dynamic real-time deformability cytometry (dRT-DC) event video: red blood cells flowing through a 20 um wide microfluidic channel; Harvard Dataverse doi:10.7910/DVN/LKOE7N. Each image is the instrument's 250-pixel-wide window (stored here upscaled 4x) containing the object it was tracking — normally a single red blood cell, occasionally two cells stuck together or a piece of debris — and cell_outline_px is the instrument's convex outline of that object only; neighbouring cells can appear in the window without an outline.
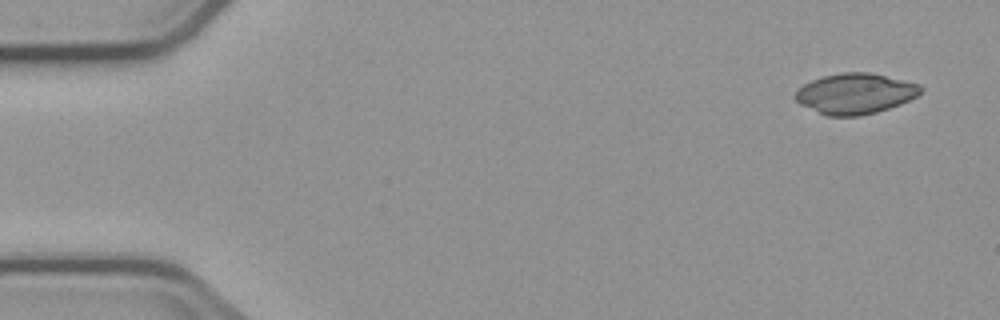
{"species": "common noctule bat (a hibernating species)", "species_latin": "Nyctalus noctula", "temperature_condition": "cold", "stored_images_in_passage": 4, "camera_frame_rate_fps": 3000, "um_per_image_px": 0.085, "animal": {"sex": "male", "body_mass_g": 23.1, "forearm_length_mm": 52.7}, "frame": {"image": 1, "passage_image": 1, "time_ms": 0.0, "image_size_px": [1000, 320], "cell_outline_px": [[924, 88], [916, 96], [900, 104], [876, 112], [860, 116], [828, 116], [800, 104], [796, 100], [796, 92], [804, 84], [812, 80], [824, 76], [840, 72], [868, 72], [920, 84]], "centroid_in_image_um": [72.7, 7.95], "position_along_channel_um": 12.3, "area_um2": 29.3}}